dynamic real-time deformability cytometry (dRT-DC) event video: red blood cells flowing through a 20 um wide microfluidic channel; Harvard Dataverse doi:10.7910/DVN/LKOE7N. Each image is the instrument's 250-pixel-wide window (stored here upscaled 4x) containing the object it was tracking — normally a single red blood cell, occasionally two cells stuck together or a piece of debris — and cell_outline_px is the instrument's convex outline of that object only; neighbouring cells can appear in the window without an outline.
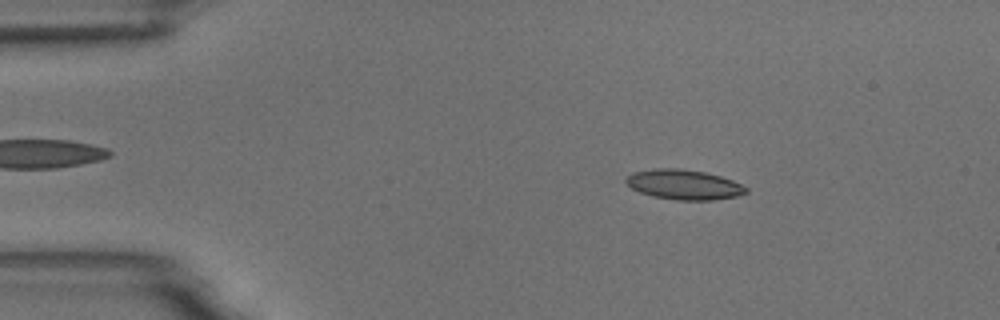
{"species": "common noctule bat (a hibernating species)", "species_latin": "Nyctalus noctula", "temperature_condition": "room temperature", "stored_images_in_passage": 4, "camera_frame_rate_fps": 3000, "um_per_image_px": 0.085, "animal": {"sex": "male", "body_mass_g": 18.8}, "frame": {"image": 1, "passage_image": 2, "time_ms": 1.333, "image_size_px": [1000, 320], "cell_outline_px": [[748, 192], [736, 196], [712, 200], [676, 200], [652, 196], [640, 192], [632, 188], [624, 180], [632, 172], [656, 168], [680, 168], [704, 172], [720, 176], [732, 180], [748, 188]], "centroid_in_image_um": [58.12, 15.69], "position_along_channel_um": 26.9, "area_um2": 20.87}}